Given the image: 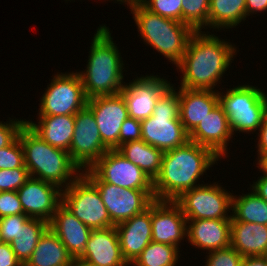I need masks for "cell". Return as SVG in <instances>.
I'll return each instance as SVG.
<instances>
[{
    "mask_svg": "<svg viewBox=\"0 0 267 266\" xmlns=\"http://www.w3.org/2000/svg\"><path fill=\"white\" fill-rule=\"evenodd\" d=\"M30 178L28 169H0V192L17 191Z\"/></svg>",
    "mask_w": 267,
    "mask_h": 266,
    "instance_id": "obj_37",
    "label": "cell"
},
{
    "mask_svg": "<svg viewBox=\"0 0 267 266\" xmlns=\"http://www.w3.org/2000/svg\"><path fill=\"white\" fill-rule=\"evenodd\" d=\"M82 174L98 189L114 225L145 211L155 201L154 190L128 189L103 182L89 168Z\"/></svg>",
    "mask_w": 267,
    "mask_h": 266,
    "instance_id": "obj_9",
    "label": "cell"
},
{
    "mask_svg": "<svg viewBox=\"0 0 267 266\" xmlns=\"http://www.w3.org/2000/svg\"><path fill=\"white\" fill-rule=\"evenodd\" d=\"M17 193L25 215L48 223L62 203V189L55 184L32 177L17 190Z\"/></svg>",
    "mask_w": 267,
    "mask_h": 266,
    "instance_id": "obj_16",
    "label": "cell"
},
{
    "mask_svg": "<svg viewBox=\"0 0 267 266\" xmlns=\"http://www.w3.org/2000/svg\"><path fill=\"white\" fill-rule=\"evenodd\" d=\"M24 214L17 191L0 192V218Z\"/></svg>",
    "mask_w": 267,
    "mask_h": 266,
    "instance_id": "obj_39",
    "label": "cell"
},
{
    "mask_svg": "<svg viewBox=\"0 0 267 266\" xmlns=\"http://www.w3.org/2000/svg\"><path fill=\"white\" fill-rule=\"evenodd\" d=\"M73 260L65 245L48 228L23 266H70Z\"/></svg>",
    "mask_w": 267,
    "mask_h": 266,
    "instance_id": "obj_26",
    "label": "cell"
},
{
    "mask_svg": "<svg viewBox=\"0 0 267 266\" xmlns=\"http://www.w3.org/2000/svg\"><path fill=\"white\" fill-rule=\"evenodd\" d=\"M37 116L38 122L26 120L27 125L51 146L68 152L74 134L75 115Z\"/></svg>",
    "mask_w": 267,
    "mask_h": 266,
    "instance_id": "obj_24",
    "label": "cell"
},
{
    "mask_svg": "<svg viewBox=\"0 0 267 266\" xmlns=\"http://www.w3.org/2000/svg\"><path fill=\"white\" fill-rule=\"evenodd\" d=\"M138 33L145 45L155 49L177 66L185 54L191 36L196 32L191 26L164 18L146 9L141 3L127 5Z\"/></svg>",
    "mask_w": 267,
    "mask_h": 266,
    "instance_id": "obj_5",
    "label": "cell"
},
{
    "mask_svg": "<svg viewBox=\"0 0 267 266\" xmlns=\"http://www.w3.org/2000/svg\"><path fill=\"white\" fill-rule=\"evenodd\" d=\"M263 176L258 177L256 182L250 184V190L256 193L259 197L267 202V174L263 173Z\"/></svg>",
    "mask_w": 267,
    "mask_h": 266,
    "instance_id": "obj_43",
    "label": "cell"
},
{
    "mask_svg": "<svg viewBox=\"0 0 267 266\" xmlns=\"http://www.w3.org/2000/svg\"><path fill=\"white\" fill-rule=\"evenodd\" d=\"M108 1V0H107ZM110 1V0H109ZM111 1H113L114 2V0H111ZM120 2L119 4H123V6H124V4L125 5H129V4H131V3H140L142 0H115V2Z\"/></svg>",
    "mask_w": 267,
    "mask_h": 266,
    "instance_id": "obj_48",
    "label": "cell"
},
{
    "mask_svg": "<svg viewBox=\"0 0 267 266\" xmlns=\"http://www.w3.org/2000/svg\"><path fill=\"white\" fill-rule=\"evenodd\" d=\"M230 246L243 257L265 256L267 253V225L236 221L232 217Z\"/></svg>",
    "mask_w": 267,
    "mask_h": 266,
    "instance_id": "obj_25",
    "label": "cell"
},
{
    "mask_svg": "<svg viewBox=\"0 0 267 266\" xmlns=\"http://www.w3.org/2000/svg\"><path fill=\"white\" fill-rule=\"evenodd\" d=\"M26 167L24 164V151L17 138L11 145L0 148V169H15Z\"/></svg>",
    "mask_w": 267,
    "mask_h": 266,
    "instance_id": "obj_34",
    "label": "cell"
},
{
    "mask_svg": "<svg viewBox=\"0 0 267 266\" xmlns=\"http://www.w3.org/2000/svg\"><path fill=\"white\" fill-rule=\"evenodd\" d=\"M84 71H78L87 99L119 94L125 82L124 61L109 27L102 24L92 37Z\"/></svg>",
    "mask_w": 267,
    "mask_h": 266,
    "instance_id": "obj_3",
    "label": "cell"
},
{
    "mask_svg": "<svg viewBox=\"0 0 267 266\" xmlns=\"http://www.w3.org/2000/svg\"><path fill=\"white\" fill-rule=\"evenodd\" d=\"M256 167L260 169L263 173L267 174V154L263 156L257 163Z\"/></svg>",
    "mask_w": 267,
    "mask_h": 266,
    "instance_id": "obj_46",
    "label": "cell"
},
{
    "mask_svg": "<svg viewBox=\"0 0 267 266\" xmlns=\"http://www.w3.org/2000/svg\"><path fill=\"white\" fill-rule=\"evenodd\" d=\"M241 266H267V257L266 256L244 257Z\"/></svg>",
    "mask_w": 267,
    "mask_h": 266,
    "instance_id": "obj_45",
    "label": "cell"
},
{
    "mask_svg": "<svg viewBox=\"0 0 267 266\" xmlns=\"http://www.w3.org/2000/svg\"><path fill=\"white\" fill-rule=\"evenodd\" d=\"M121 252L131 266L143 249L152 241L151 205L145 211L115 225Z\"/></svg>",
    "mask_w": 267,
    "mask_h": 266,
    "instance_id": "obj_20",
    "label": "cell"
},
{
    "mask_svg": "<svg viewBox=\"0 0 267 266\" xmlns=\"http://www.w3.org/2000/svg\"><path fill=\"white\" fill-rule=\"evenodd\" d=\"M70 266H93V265L88 264L79 258H75Z\"/></svg>",
    "mask_w": 267,
    "mask_h": 266,
    "instance_id": "obj_47",
    "label": "cell"
},
{
    "mask_svg": "<svg viewBox=\"0 0 267 266\" xmlns=\"http://www.w3.org/2000/svg\"><path fill=\"white\" fill-rule=\"evenodd\" d=\"M264 88L246 83L218 90L219 104L228 117L231 131L235 133H254L258 131L267 108V94ZM222 92V93H221Z\"/></svg>",
    "mask_w": 267,
    "mask_h": 266,
    "instance_id": "obj_7",
    "label": "cell"
},
{
    "mask_svg": "<svg viewBox=\"0 0 267 266\" xmlns=\"http://www.w3.org/2000/svg\"><path fill=\"white\" fill-rule=\"evenodd\" d=\"M18 138L30 177L55 184L63 190L83 173L69 152L45 142L27 123L21 128Z\"/></svg>",
    "mask_w": 267,
    "mask_h": 266,
    "instance_id": "obj_4",
    "label": "cell"
},
{
    "mask_svg": "<svg viewBox=\"0 0 267 266\" xmlns=\"http://www.w3.org/2000/svg\"><path fill=\"white\" fill-rule=\"evenodd\" d=\"M49 228V223L36 218H29L21 227L17 239L10 243L16 258L24 265L33 254L41 236Z\"/></svg>",
    "mask_w": 267,
    "mask_h": 266,
    "instance_id": "obj_30",
    "label": "cell"
},
{
    "mask_svg": "<svg viewBox=\"0 0 267 266\" xmlns=\"http://www.w3.org/2000/svg\"><path fill=\"white\" fill-rule=\"evenodd\" d=\"M232 217L243 221L267 225V202L252 190L232 197Z\"/></svg>",
    "mask_w": 267,
    "mask_h": 266,
    "instance_id": "obj_29",
    "label": "cell"
},
{
    "mask_svg": "<svg viewBox=\"0 0 267 266\" xmlns=\"http://www.w3.org/2000/svg\"><path fill=\"white\" fill-rule=\"evenodd\" d=\"M117 150L153 181L159 175L164 153L162 150L149 145L142 139L125 142Z\"/></svg>",
    "mask_w": 267,
    "mask_h": 266,
    "instance_id": "obj_27",
    "label": "cell"
},
{
    "mask_svg": "<svg viewBox=\"0 0 267 266\" xmlns=\"http://www.w3.org/2000/svg\"><path fill=\"white\" fill-rule=\"evenodd\" d=\"M89 169L103 182L118 187L153 190V180L117 149H109Z\"/></svg>",
    "mask_w": 267,
    "mask_h": 266,
    "instance_id": "obj_13",
    "label": "cell"
},
{
    "mask_svg": "<svg viewBox=\"0 0 267 266\" xmlns=\"http://www.w3.org/2000/svg\"><path fill=\"white\" fill-rule=\"evenodd\" d=\"M191 246L210 252L230 246L231 220H187V236Z\"/></svg>",
    "mask_w": 267,
    "mask_h": 266,
    "instance_id": "obj_21",
    "label": "cell"
},
{
    "mask_svg": "<svg viewBox=\"0 0 267 266\" xmlns=\"http://www.w3.org/2000/svg\"><path fill=\"white\" fill-rule=\"evenodd\" d=\"M108 150L100 137L93 112L86 105L75 115L74 134L68 151L70 157L83 171L90 168Z\"/></svg>",
    "mask_w": 267,
    "mask_h": 266,
    "instance_id": "obj_12",
    "label": "cell"
},
{
    "mask_svg": "<svg viewBox=\"0 0 267 266\" xmlns=\"http://www.w3.org/2000/svg\"><path fill=\"white\" fill-rule=\"evenodd\" d=\"M233 133L223 107L218 104L189 134V140L211 149L219 158L229 157Z\"/></svg>",
    "mask_w": 267,
    "mask_h": 266,
    "instance_id": "obj_18",
    "label": "cell"
},
{
    "mask_svg": "<svg viewBox=\"0 0 267 266\" xmlns=\"http://www.w3.org/2000/svg\"><path fill=\"white\" fill-rule=\"evenodd\" d=\"M202 182L201 185L185 191L175 200L186 220H231L233 193L228 192L223 185H220L221 183L204 184L205 182Z\"/></svg>",
    "mask_w": 267,
    "mask_h": 266,
    "instance_id": "obj_8",
    "label": "cell"
},
{
    "mask_svg": "<svg viewBox=\"0 0 267 266\" xmlns=\"http://www.w3.org/2000/svg\"><path fill=\"white\" fill-rule=\"evenodd\" d=\"M137 75L125 83L120 93L125 99L129 117L142 121L152 115L159 97L172 84L157 74Z\"/></svg>",
    "mask_w": 267,
    "mask_h": 266,
    "instance_id": "obj_14",
    "label": "cell"
},
{
    "mask_svg": "<svg viewBox=\"0 0 267 266\" xmlns=\"http://www.w3.org/2000/svg\"><path fill=\"white\" fill-rule=\"evenodd\" d=\"M179 118L190 134L199 123L219 104L216 90L178 89Z\"/></svg>",
    "mask_w": 267,
    "mask_h": 266,
    "instance_id": "obj_23",
    "label": "cell"
},
{
    "mask_svg": "<svg viewBox=\"0 0 267 266\" xmlns=\"http://www.w3.org/2000/svg\"><path fill=\"white\" fill-rule=\"evenodd\" d=\"M267 11V0H246V17Z\"/></svg>",
    "mask_w": 267,
    "mask_h": 266,
    "instance_id": "obj_44",
    "label": "cell"
},
{
    "mask_svg": "<svg viewBox=\"0 0 267 266\" xmlns=\"http://www.w3.org/2000/svg\"><path fill=\"white\" fill-rule=\"evenodd\" d=\"M204 266H241L243 256L231 246L210 251Z\"/></svg>",
    "mask_w": 267,
    "mask_h": 266,
    "instance_id": "obj_35",
    "label": "cell"
},
{
    "mask_svg": "<svg viewBox=\"0 0 267 266\" xmlns=\"http://www.w3.org/2000/svg\"><path fill=\"white\" fill-rule=\"evenodd\" d=\"M140 3L154 14L182 22V0H142Z\"/></svg>",
    "mask_w": 267,
    "mask_h": 266,
    "instance_id": "obj_33",
    "label": "cell"
},
{
    "mask_svg": "<svg viewBox=\"0 0 267 266\" xmlns=\"http://www.w3.org/2000/svg\"><path fill=\"white\" fill-rule=\"evenodd\" d=\"M151 224L152 241L181 248L187 236V220L175 201L155 200L151 204Z\"/></svg>",
    "mask_w": 267,
    "mask_h": 266,
    "instance_id": "obj_17",
    "label": "cell"
},
{
    "mask_svg": "<svg viewBox=\"0 0 267 266\" xmlns=\"http://www.w3.org/2000/svg\"><path fill=\"white\" fill-rule=\"evenodd\" d=\"M142 139L141 121L128 117L124 120L119 135V146L128 141Z\"/></svg>",
    "mask_w": 267,
    "mask_h": 266,
    "instance_id": "obj_40",
    "label": "cell"
},
{
    "mask_svg": "<svg viewBox=\"0 0 267 266\" xmlns=\"http://www.w3.org/2000/svg\"><path fill=\"white\" fill-rule=\"evenodd\" d=\"M210 33L196 31L191 36L185 54L176 66L182 73L180 88L218 91L214 88L220 87L222 76L239 51L227 39Z\"/></svg>",
    "mask_w": 267,
    "mask_h": 266,
    "instance_id": "obj_1",
    "label": "cell"
},
{
    "mask_svg": "<svg viewBox=\"0 0 267 266\" xmlns=\"http://www.w3.org/2000/svg\"><path fill=\"white\" fill-rule=\"evenodd\" d=\"M209 5L210 0H182V22L195 31L209 30Z\"/></svg>",
    "mask_w": 267,
    "mask_h": 266,
    "instance_id": "obj_32",
    "label": "cell"
},
{
    "mask_svg": "<svg viewBox=\"0 0 267 266\" xmlns=\"http://www.w3.org/2000/svg\"><path fill=\"white\" fill-rule=\"evenodd\" d=\"M0 266H23L9 243L0 244Z\"/></svg>",
    "mask_w": 267,
    "mask_h": 266,
    "instance_id": "obj_42",
    "label": "cell"
},
{
    "mask_svg": "<svg viewBox=\"0 0 267 266\" xmlns=\"http://www.w3.org/2000/svg\"><path fill=\"white\" fill-rule=\"evenodd\" d=\"M246 18V0H210L209 28L213 32L236 28Z\"/></svg>",
    "mask_w": 267,
    "mask_h": 266,
    "instance_id": "obj_28",
    "label": "cell"
},
{
    "mask_svg": "<svg viewBox=\"0 0 267 266\" xmlns=\"http://www.w3.org/2000/svg\"><path fill=\"white\" fill-rule=\"evenodd\" d=\"M29 219L25 214L9 215L0 218V238L4 243H11L21 233L22 225Z\"/></svg>",
    "mask_w": 267,
    "mask_h": 266,
    "instance_id": "obj_36",
    "label": "cell"
},
{
    "mask_svg": "<svg viewBox=\"0 0 267 266\" xmlns=\"http://www.w3.org/2000/svg\"><path fill=\"white\" fill-rule=\"evenodd\" d=\"M220 160L211 149L190 140L165 151L160 173L153 181L155 200L175 201L185 191L201 185L204 173L207 175V170Z\"/></svg>",
    "mask_w": 267,
    "mask_h": 266,
    "instance_id": "obj_2",
    "label": "cell"
},
{
    "mask_svg": "<svg viewBox=\"0 0 267 266\" xmlns=\"http://www.w3.org/2000/svg\"><path fill=\"white\" fill-rule=\"evenodd\" d=\"M180 256V250L177 247L151 241L131 265L175 266Z\"/></svg>",
    "mask_w": 267,
    "mask_h": 266,
    "instance_id": "obj_31",
    "label": "cell"
},
{
    "mask_svg": "<svg viewBox=\"0 0 267 266\" xmlns=\"http://www.w3.org/2000/svg\"><path fill=\"white\" fill-rule=\"evenodd\" d=\"M87 106L93 112L102 142L109 149H117L121 126L129 117L122 94L90 98L87 100Z\"/></svg>",
    "mask_w": 267,
    "mask_h": 266,
    "instance_id": "obj_15",
    "label": "cell"
},
{
    "mask_svg": "<svg viewBox=\"0 0 267 266\" xmlns=\"http://www.w3.org/2000/svg\"><path fill=\"white\" fill-rule=\"evenodd\" d=\"M79 259L93 266H130L122 255L115 226L93 229Z\"/></svg>",
    "mask_w": 267,
    "mask_h": 266,
    "instance_id": "obj_19",
    "label": "cell"
},
{
    "mask_svg": "<svg viewBox=\"0 0 267 266\" xmlns=\"http://www.w3.org/2000/svg\"><path fill=\"white\" fill-rule=\"evenodd\" d=\"M258 131L259 132L256 133L258 134V137L256 138L258 140L256 145V148H258L256 151L258 158H256V162H258L263 156L267 154V108L265 110L262 124L260 125Z\"/></svg>",
    "mask_w": 267,
    "mask_h": 266,
    "instance_id": "obj_41",
    "label": "cell"
},
{
    "mask_svg": "<svg viewBox=\"0 0 267 266\" xmlns=\"http://www.w3.org/2000/svg\"><path fill=\"white\" fill-rule=\"evenodd\" d=\"M176 88L172 84L159 97L152 115L141 121L142 140L163 152L189 141V134L179 118V96Z\"/></svg>",
    "mask_w": 267,
    "mask_h": 266,
    "instance_id": "obj_6",
    "label": "cell"
},
{
    "mask_svg": "<svg viewBox=\"0 0 267 266\" xmlns=\"http://www.w3.org/2000/svg\"><path fill=\"white\" fill-rule=\"evenodd\" d=\"M40 98L37 115H76L87 105L79 73L57 72Z\"/></svg>",
    "mask_w": 267,
    "mask_h": 266,
    "instance_id": "obj_10",
    "label": "cell"
},
{
    "mask_svg": "<svg viewBox=\"0 0 267 266\" xmlns=\"http://www.w3.org/2000/svg\"><path fill=\"white\" fill-rule=\"evenodd\" d=\"M8 121H0V148L11 145L19 135L21 128L26 123V119L8 117Z\"/></svg>",
    "mask_w": 267,
    "mask_h": 266,
    "instance_id": "obj_38",
    "label": "cell"
},
{
    "mask_svg": "<svg viewBox=\"0 0 267 266\" xmlns=\"http://www.w3.org/2000/svg\"><path fill=\"white\" fill-rule=\"evenodd\" d=\"M49 228L65 245L68 253L79 258L85 249L92 229L77 219L62 203L57 207Z\"/></svg>",
    "mask_w": 267,
    "mask_h": 266,
    "instance_id": "obj_22",
    "label": "cell"
},
{
    "mask_svg": "<svg viewBox=\"0 0 267 266\" xmlns=\"http://www.w3.org/2000/svg\"><path fill=\"white\" fill-rule=\"evenodd\" d=\"M62 204L92 230L115 226L98 189L83 174L62 190Z\"/></svg>",
    "mask_w": 267,
    "mask_h": 266,
    "instance_id": "obj_11",
    "label": "cell"
}]
</instances>
